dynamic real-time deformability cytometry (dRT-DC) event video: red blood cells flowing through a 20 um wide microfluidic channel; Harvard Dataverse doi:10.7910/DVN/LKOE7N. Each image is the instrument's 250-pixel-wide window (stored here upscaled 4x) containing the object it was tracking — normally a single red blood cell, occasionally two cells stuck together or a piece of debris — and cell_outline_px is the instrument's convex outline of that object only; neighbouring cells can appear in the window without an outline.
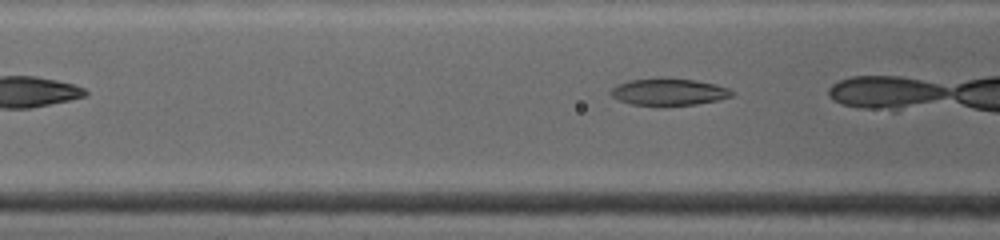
{"species": "common noctule bat (a hibernating species)", "species_latin": "Nyctalus noctula", "temperature_condition": "warm", "stored_images_in_passage": 7, "segment_of_instrument_passage": [2, 2], "camera_frame_rate_fps": 4500, "um_per_image_px": 0.085, "animal": {"sex": "female", "body_mass_g": 19.0, "forearm_length_mm": 53.3}, "frame": {"image": 1, "passage_image": 7, "time_ms": 2.889, "image_size_px": [1000, 240], "cell_outline_px": [[736, 92], [732, 96], [716, 100], [696, 104], [664, 108], [632, 104], [620, 100], [612, 96], [608, 92], [616, 84], [628, 80], [660, 76], [696, 80], [716, 84], [728, 88]], "centroid_in_image_um": [56.81, 7.81], "position_along_channel_um": 109.8, "area_um2": 20.0}}